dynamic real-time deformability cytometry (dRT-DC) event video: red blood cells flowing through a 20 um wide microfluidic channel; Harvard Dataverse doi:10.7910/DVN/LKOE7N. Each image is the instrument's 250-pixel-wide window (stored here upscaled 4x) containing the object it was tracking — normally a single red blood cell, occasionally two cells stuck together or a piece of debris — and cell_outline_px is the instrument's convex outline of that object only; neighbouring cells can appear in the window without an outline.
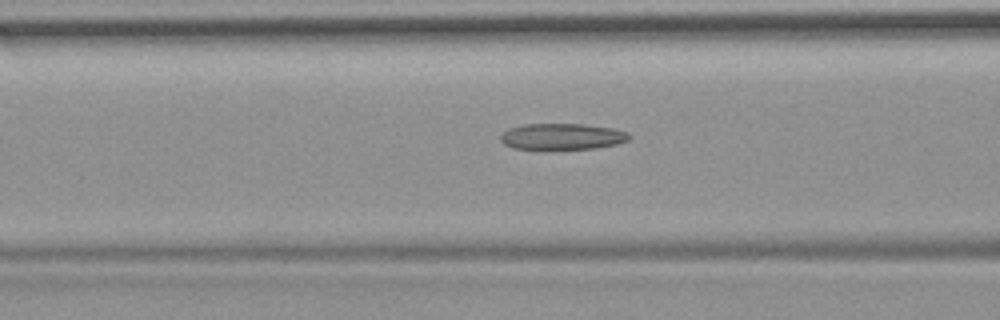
{"species": "common noctule bat (a hibernating species)", "species_latin": "Nyctalus noctula", "temperature_condition": "room temperature", "stored_images_in_passage": 32, "camera_frame_rate_fps": 3000, "um_per_image_px": 0.085, "animal": {"sex": "female", "body_mass_g": 19.9}, "frame": {"image": 1, "passage_image": 10, "time_ms": 3.0, "image_size_px": [1000, 320], "cell_outline_px": [[632, 136], [628, 140], [616, 144], [596, 148], [512, 148], [504, 144], [500, 140], [500, 136], [508, 128], [524, 124], [584, 124], [612, 128], [628, 132]], "centroid_in_image_um": [47.79, 11.59], "position_along_channel_um": 118.8, "area_um2": 19.42}}
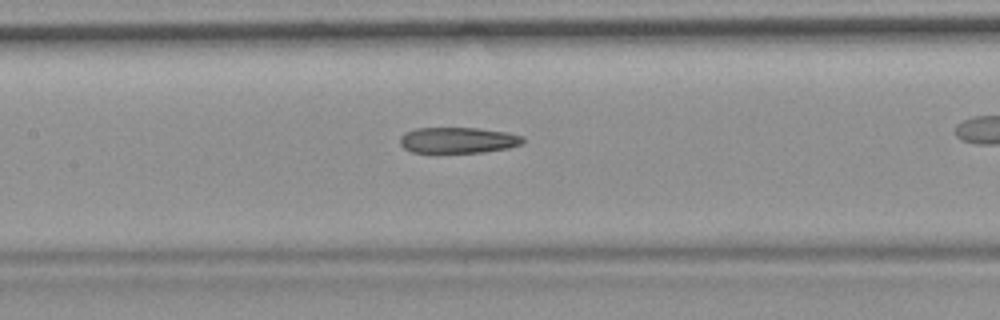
{"frame": {"image": 2, "passage_image": 14, "time_ms": 4.333, "image_size_px": [1000, 320], "cell_outline_px": [[524, 140], [520, 144], [508, 148], [484, 152], [412, 152], [404, 148], [400, 144], [400, 136], [404, 132], [416, 128], [476, 128], [508, 132], [524, 136]], "centroid_in_image_um": [38.92, 11.91], "position_along_channel_um": 168.5, "area_um2": 18.55}}
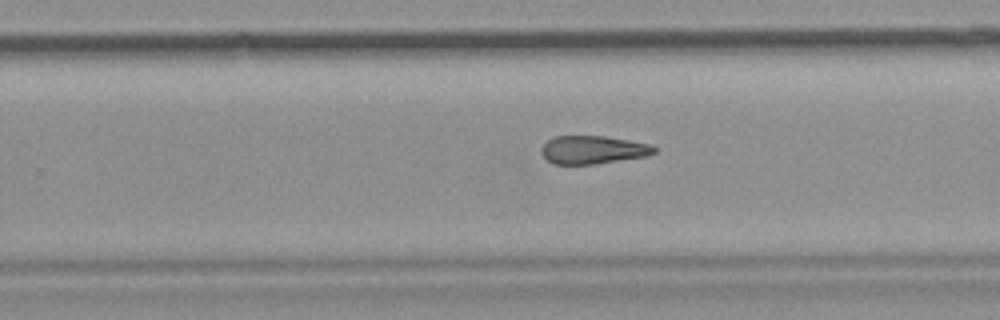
{"frame": {"image": 3, "passage_image": 23, "time_ms": 7.333, "image_size_px": [1000, 320], "cell_outline_px": [[656, 152], [648, 156], [596, 164], [552, 164], [540, 152], [540, 148], [552, 136], [604, 136], [628, 140], [648, 144], [656, 148]], "centroid_in_image_um": [50.38, 12.74], "position_along_channel_um": 279.4, "area_um2": 18.55}}